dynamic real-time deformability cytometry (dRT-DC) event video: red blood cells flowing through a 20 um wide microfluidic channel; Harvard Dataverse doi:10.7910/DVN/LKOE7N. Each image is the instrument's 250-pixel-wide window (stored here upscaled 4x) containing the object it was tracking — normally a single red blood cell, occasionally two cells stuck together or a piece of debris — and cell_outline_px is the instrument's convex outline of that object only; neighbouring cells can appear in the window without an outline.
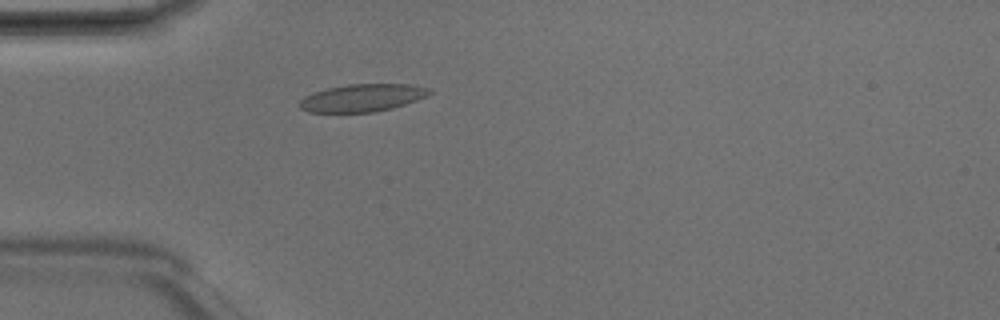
{"species": "Egyptian fruit bat (a non-hibernating species)", "species_latin": "Rousettus aegyptiacus", "temperature_condition": "room temperature", "stored_images_in_passage": 4, "camera_frame_rate_fps": 3000, "um_per_image_px": 0.085, "animal": {"sex": "male"}, "frame": {"image": 1, "passage_image": 4, "time_ms": 1.0, "image_size_px": [1000, 320], "cell_outline_px": [[432, 92], [416, 100], [392, 108], [376, 112], [308, 112], [300, 108], [300, 100], [304, 96], [312, 92], [328, 88], [348, 84], [408, 84], [432, 88]], "centroid_in_image_um": [30.78, 8.31], "position_along_channel_um": 54.2, "area_um2": 20.81}}